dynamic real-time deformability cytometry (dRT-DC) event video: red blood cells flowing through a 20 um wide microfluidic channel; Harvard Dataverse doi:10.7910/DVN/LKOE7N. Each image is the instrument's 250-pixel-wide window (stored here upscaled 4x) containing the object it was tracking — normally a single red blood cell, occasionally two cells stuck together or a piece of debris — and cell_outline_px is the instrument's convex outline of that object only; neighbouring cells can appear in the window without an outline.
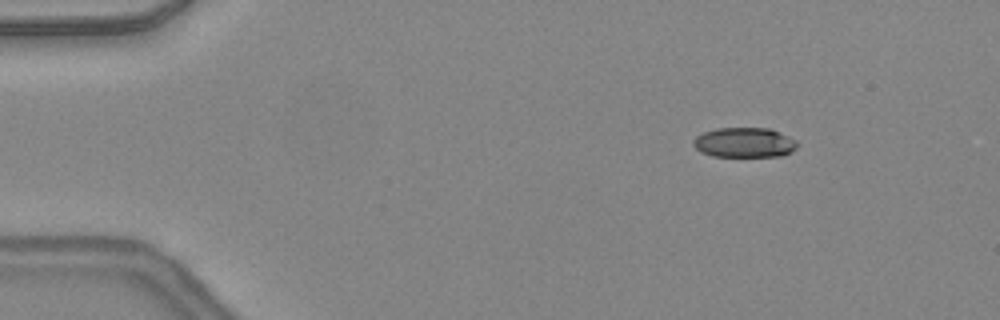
{"species": "common noctule bat (a hibernating species)", "species_latin": "Nyctalus noctula", "temperature_condition": "warm", "stored_images_in_passage": 17, "camera_frame_rate_fps": 3000, "um_per_image_px": 0.085, "animal": {"sex": "female", "body_mass_g": 24.6, "forearm_length_mm": 56.2}, "frame": {"image": 1, "passage_image": 7, "time_ms": 2.0, "image_size_px": [1000, 320], "cell_outline_px": [[796, 148], [792, 152], [780, 156], [712, 156], [700, 152], [692, 144], [692, 140], [696, 136], [704, 132], [716, 128], [768, 128], [788, 136], [796, 140]], "centroid_in_image_um": [63.24, 12.11], "position_along_channel_um": 21.8, "area_um2": 18.09}}
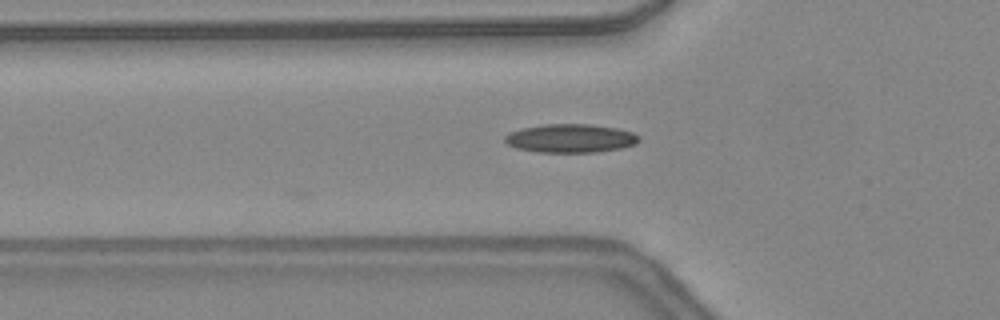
{"frame": {"image": 2, "passage_image": 17, "time_ms": 5.333, "image_size_px": [1000, 320], "cell_outline_px": [[640, 140], [636, 144], [620, 148], [596, 152], [536, 152], [516, 148], [508, 144], [504, 140], [504, 136], [520, 128], [544, 124], [588, 124], [616, 128], [632, 132], [640, 136]], "centroid_in_image_um": [48.49, 11.76], "position_along_channel_um": 77.3, "area_um2": 22.31}}